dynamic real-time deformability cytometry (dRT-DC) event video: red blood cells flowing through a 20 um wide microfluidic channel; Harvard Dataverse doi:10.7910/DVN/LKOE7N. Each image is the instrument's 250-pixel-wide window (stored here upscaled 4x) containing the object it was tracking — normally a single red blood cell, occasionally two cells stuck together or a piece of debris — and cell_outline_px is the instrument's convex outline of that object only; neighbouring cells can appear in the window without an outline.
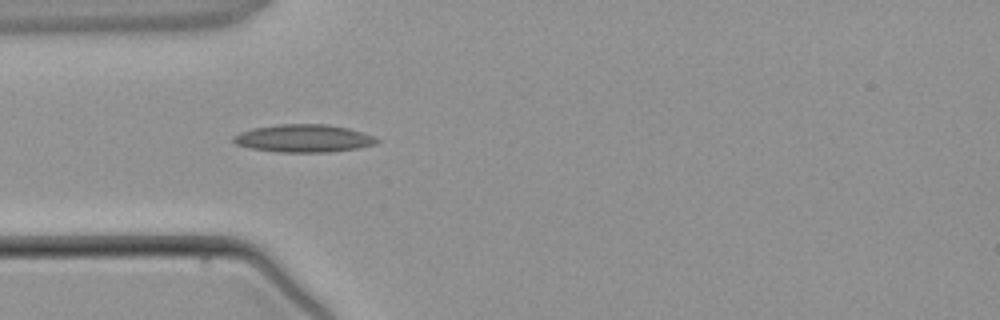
{"species": "common noctule bat (a hibernating species)", "species_latin": "Nyctalus noctula", "temperature_condition": "warm", "stored_images_in_passage": 2, "camera_frame_rate_fps": 3000, "um_per_image_px": 0.085, "animal": {"sex": "male", "body_mass_g": 21.5, "forearm_length_mm": 52.0}, "frame": {"image": 1, "passage_image": 2, "time_ms": 2.0, "image_size_px": [1000, 320], "cell_outline_px": [[380, 140], [376, 144], [360, 148], [328, 152], [276, 152], [252, 148], [236, 144], [232, 140], [232, 136], [240, 132], [252, 128], [280, 124], [328, 124], [348, 128], [376, 136]], "centroid_in_image_um": [25.84, 11.76], "position_along_channel_um": 59.2, "area_um2": 23.35}}